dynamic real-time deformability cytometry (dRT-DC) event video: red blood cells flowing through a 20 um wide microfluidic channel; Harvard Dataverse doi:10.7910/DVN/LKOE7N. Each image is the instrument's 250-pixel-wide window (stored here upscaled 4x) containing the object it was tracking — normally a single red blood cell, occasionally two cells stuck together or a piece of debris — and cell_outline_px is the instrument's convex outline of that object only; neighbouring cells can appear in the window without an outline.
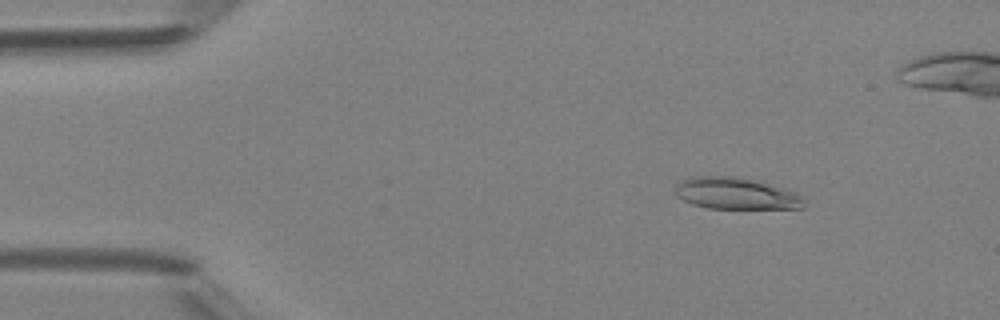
{"species": "Egyptian fruit bat (a non-hibernating species)", "species_latin": "Rousettus aegyptiacus", "temperature_condition": "room temperature", "stored_images_in_passage": 50, "camera_frame_rate_fps": 3000, "um_per_image_px": 0.085, "animal": {"sex": "female"}, "frame": {"image": 1, "passage_image": 7, "time_ms": 2.0, "image_size_px": [1000, 320], "cell_outline_px": [[804, 208], [708, 208], [692, 204], [676, 196], [676, 184], [692, 176], [740, 176], [784, 188], [796, 192], [804, 200]], "centroid_in_image_um": [62.55, 16.44], "position_along_channel_um": 22.4, "area_um2": 23.7}}
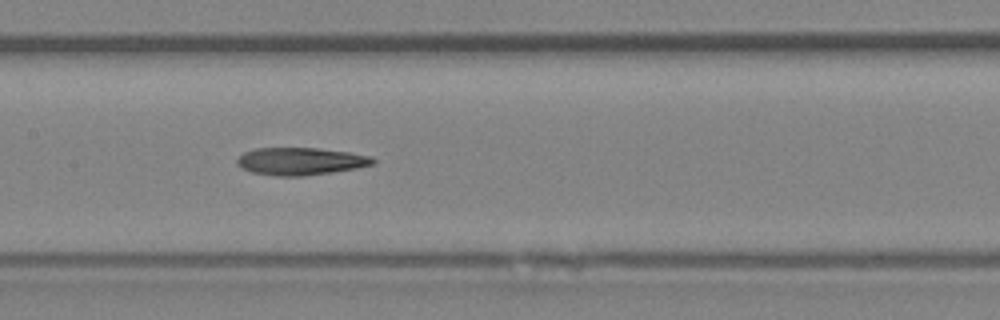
{"frame": {"image": 2, "passage_image": 24, "time_ms": 7.667, "image_size_px": [1000, 320], "cell_outline_px": [[376, 164], [356, 168], [332, 172], [304, 176], [276, 176], [252, 172], [240, 168], [236, 164], [236, 160], [244, 152], [256, 148], [316, 148], [348, 152], [372, 156], [376, 160]], "centroid_in_image_um": [25.55, 13.71], "position_along_channel_um": 181.9, "area_um2": 21.85}}
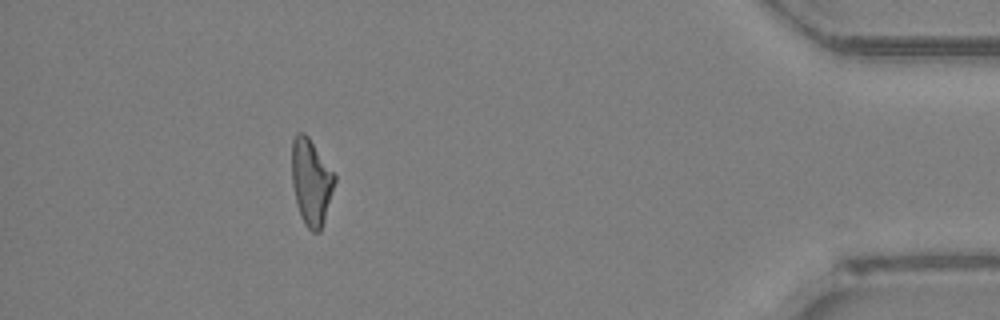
{"frame": {"image": 3, "passage_image": 44, "time_ms": 14.333, "image_size_px": [1000, 320], "cell_outline_px": [[336, 180], [324, 220], [320, 232], [312, 232], [304, 224], [300, 216], [292, 184], [292, 140], [296, 132], [304, 132], [308, 136], [336, 176]], "centroid_in_image_um": [26.44, 15.45], "position_along_channel_um": 408.8, "area_um2": 21.39}, "authors_computed_cell_mechanics": {"area_um2": 21.8195, "velocity_mm_per_s": 4.229, "shape_relaxation_time_tau1_ms": 9.0643, "shape_relaxation_time_tau2_ms": null, "deformation_change_tau1": 0.253, "deformation_change_tau2": null}}